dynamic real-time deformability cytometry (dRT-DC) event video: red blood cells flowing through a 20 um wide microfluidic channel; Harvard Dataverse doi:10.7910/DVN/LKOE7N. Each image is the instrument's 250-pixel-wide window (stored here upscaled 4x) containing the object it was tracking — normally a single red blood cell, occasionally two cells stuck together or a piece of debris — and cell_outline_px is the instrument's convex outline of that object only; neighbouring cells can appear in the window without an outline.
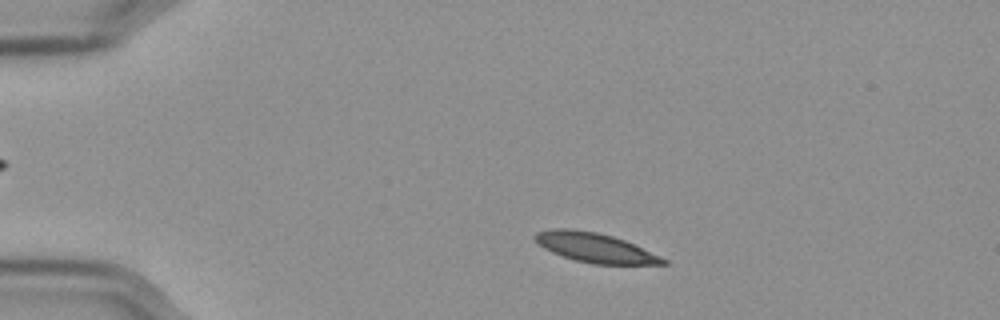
{"species": "Egyptian fruit bat (a non-hibernating species)", "species_latin": "Rousettus aegyptiacus", "temperature_condition": "cold", "stored_images_in_passage": 50, "camera_frame_rate_fps": 3000, "um_per_image_px": 0.085, "frame": {"image": 1, "passage_image": 4, "time_ms": 1.0, "image_size_px": [1000, 320], "cell_outline_px": [[668, 264], [592, 264], [576, 260], [552, 252], [544, 248], [532, 236], [536, 232], [552, 228], [572, 228], [596, 232], [612, 236], [624, 240], [668, 260]], "centroid_in_image_um": [50.54, 21.04], "position_along_channel_um": 34.5, "area_um2": 21.73}}
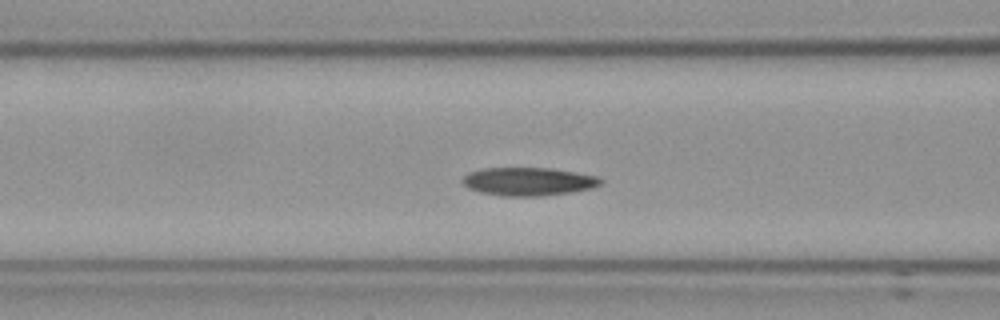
{"frame": {"image": 2, "passage_image": 16, "time_ms": 5.0, "image_size_px": [1000, 320], "cell_outline_px": [[604, 180], [600, 184], [592, 188], [572, 192], [540, 196], [504, 196], [480, 192], [468, 188], [460, 180], [468, 172], [484, 168], [548, 168], [576, 172], [600, 176]], "centroid_in_image_um": [44.93, 15.42], "position_along_channel_um": 121.7, "area_um2": 22.83}}
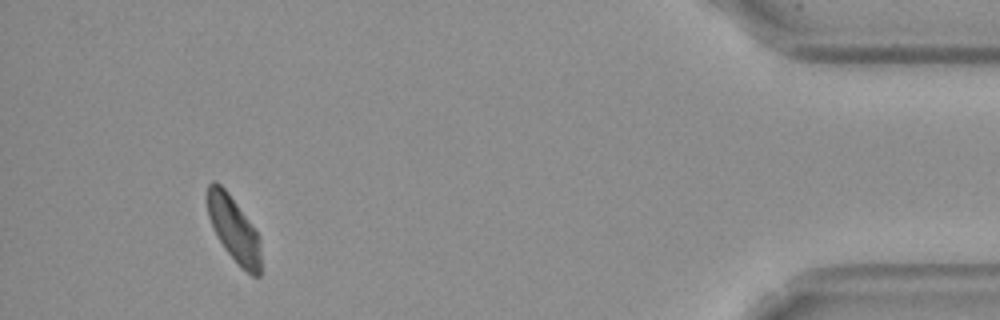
{"frame": {"image": 3, "passage_image": 46, "time_ms": 15.0, "image_size_px": [1000, 320], "cell_outline_px": [[260, 276], [252, 276], [224, 248], [216, 236], [208, 216], [208, 184], [212, 180], [216, 180], [228, 192], [256, 232], [260, 240]], "centroid_in_image_um": [19.85, 19.45], "position_along_channel_um": 415.3, "area_um2": 19.71}, "authors_computed_cell_mechanics": {"area_um2": 21.964, "velocity_mm_per_s": 3.5327, "shape_relaxation_time_tau1_ms": 11.3422, "shape_relaxation_time_tau2_ms": null, "deformation_change_tau1": 0.2052, "deformation_change_tau2": null}}